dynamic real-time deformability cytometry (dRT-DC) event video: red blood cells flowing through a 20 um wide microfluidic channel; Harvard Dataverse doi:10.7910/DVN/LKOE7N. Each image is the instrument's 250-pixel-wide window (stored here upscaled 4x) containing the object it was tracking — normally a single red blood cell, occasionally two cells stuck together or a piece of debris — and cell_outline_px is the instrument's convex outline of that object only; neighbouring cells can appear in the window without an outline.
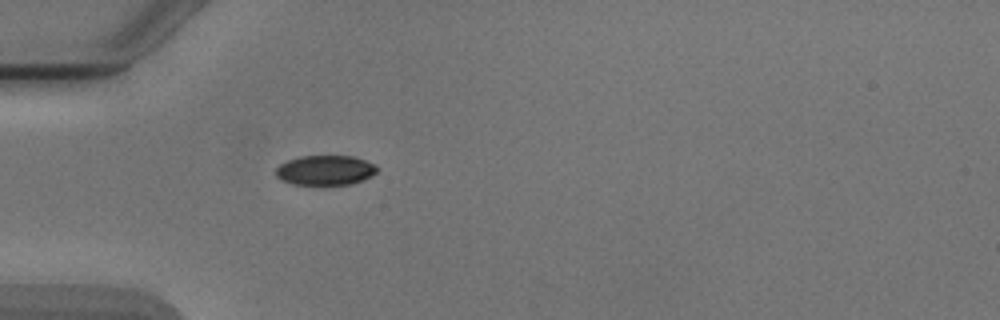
{"species": "Egyptian fruit bat (a non-hibernating species)", "species_latin": "Rousettus aegyptiacus", "temperature_condition": "cold", "stored_images_in_passage": 1, "camera_frame_rate_fps": 3000, "um_per_image_px": 0.085, "animal": {"sex": "male"}, "frame": {"image": 1, "passage_image": 1, "time_ms": 0.0, "image_size_px": [1000, 320], "cell_outline_px": [[376, 172], [372, 176], [352, 184], [292, 184], [280, 180], [276, 176], [276, 168], [280, 164], [288, 160], [300, 156], [352, 156], [376, 164]], "centroid_in_image_um": [27.63, 14.47], "position_along_channel_um": 57.4, "area_um2": 17.51}}